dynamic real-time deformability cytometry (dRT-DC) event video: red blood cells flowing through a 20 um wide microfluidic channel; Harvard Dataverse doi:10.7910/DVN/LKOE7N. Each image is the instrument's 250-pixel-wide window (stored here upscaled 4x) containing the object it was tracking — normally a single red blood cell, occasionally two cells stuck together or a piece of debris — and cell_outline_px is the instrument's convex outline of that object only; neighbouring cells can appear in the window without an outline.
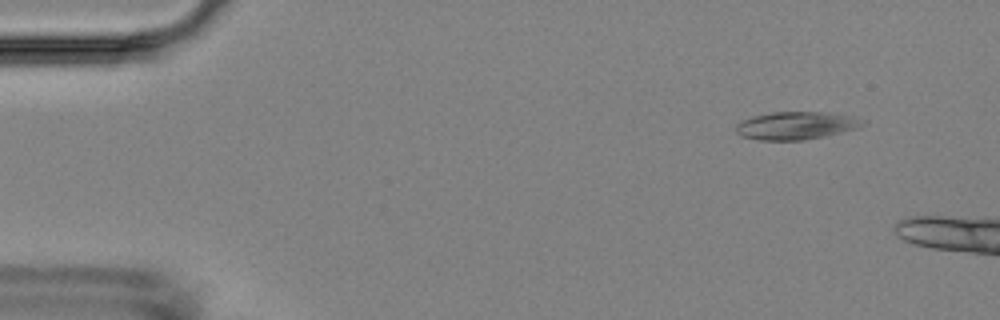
{"species": "Egyptian fruit bat (a non-hibernating species)", "species_latin": "Rousettus aegyptiacus", "temperature_condition": "room temperature", "stored_images_in_passage": 4, "camera_frame_rate_fps": 3000, "um_per_image_px": 0.085, "animal": {"sex": "female"}, "frame": {"image": 1, "passage_image": 2, "time_ms": 1.0, "image_size_px": [1000, 320], "cell_outline_px": [[864, 124], [860, 128], [824, 136], [804, 140], [760, 140], [740, 136], [736, 132], [736, 124], [740, 120], [752, 116], [772, 112], [820, 112], [852, 116], [864, 120]], "centroid_in_image_um": [67.63, 10.67], "position_along_channel_um": 17.4, "area_um2": 20.58}}